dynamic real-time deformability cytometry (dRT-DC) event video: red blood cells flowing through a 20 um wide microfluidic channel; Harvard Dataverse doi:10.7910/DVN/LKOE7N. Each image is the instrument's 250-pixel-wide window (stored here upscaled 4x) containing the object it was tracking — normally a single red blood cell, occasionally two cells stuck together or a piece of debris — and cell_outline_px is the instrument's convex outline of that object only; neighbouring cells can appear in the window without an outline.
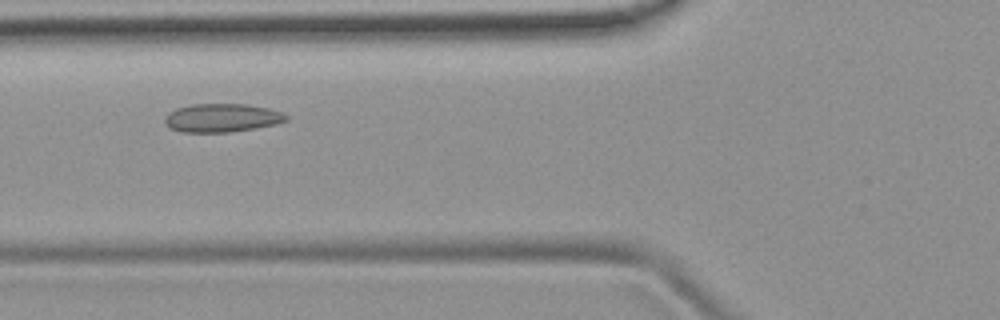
{"species": "common noctule bat (a hibernating species)", "species_latin": "Nyctalus noctula", "temperature_condition": "room temperature", "stored_images_in_passage": 41, "camera_frame_rate_fps": 3000, "um_per_image_px": 0.085, "animal": {"sex": "female", "body_mass_g": 19.9}, "frame": {"image": 1, "passage_image": 12, "time_ms": 3.667, "image_size_px": [1000, 320], "cell_outline_px": [[288, 120], [276, 124], [256, 128], [228, 132], [180, 132], [172, 128], [164, 120], [164, 116], [168, 112], [176, 108], [192, 104], [248, 104], [268, 108], [280, 112], [288, 116]], "centroid_in_image_um": [18.86, 10.01], "position_along_channel_um": 106.9, "area_um2": 20.11}}
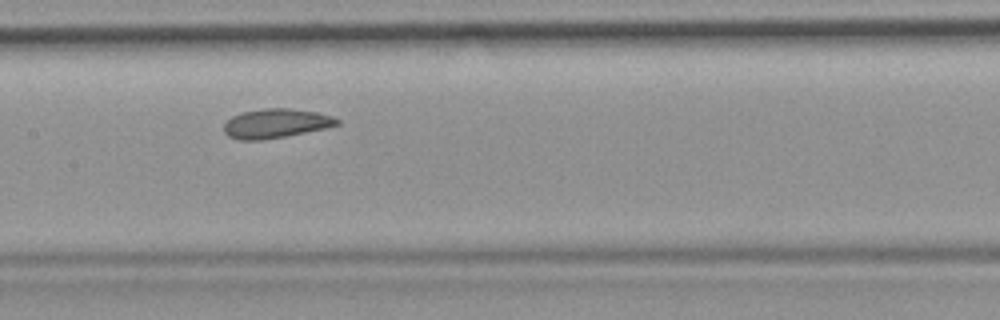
{"frame": {"image": 2, "passage_image": 18, "time_ms": 5.667, "image_size_px": [1000, 320], "cell_outline_px": [[340, 124], [324, 128], [264, 140], [236, 140], [228, 136], [224, 132], [224, 124], [232, 116], [244, 112], [268, 108], [292, 108], [316, 112], [332, 116], [340, 120]], "centroid_in_image_um": [23.43, 10.49], "position_along_channel_um": 184.0, "area_um2": 19.13}, "authors_computed_cell_mechanics": {"area_um2": 19.4786, "velocity_mm_per_s": 3.8548, "shape_relaxation_time_tau1_ms": null, "shape_relaxation_time_tau2_ms": 3.6069, "deformation_change_tau1": null, "deformation_change_tau2": 0.0761}}